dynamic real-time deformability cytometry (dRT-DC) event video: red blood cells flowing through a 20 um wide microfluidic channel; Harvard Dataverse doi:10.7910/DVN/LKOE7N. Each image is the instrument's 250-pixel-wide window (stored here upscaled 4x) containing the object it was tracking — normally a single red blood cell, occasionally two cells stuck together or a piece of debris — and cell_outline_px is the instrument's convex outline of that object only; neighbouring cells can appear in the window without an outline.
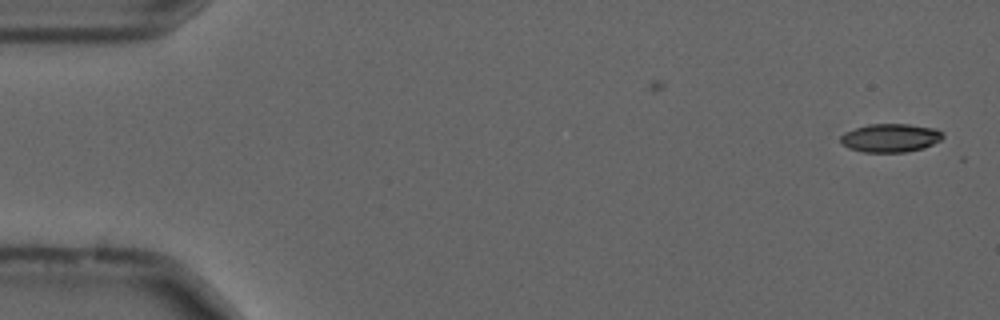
{"species": "common noctule bat (a hibernating species)", "species_latin": "Nyctalus noctula", "temperature_condition": "cold", "stored_images_in_passage": 18, "camera_frame_rate_fps": 3000, "um_per_image_px": 0.085, "animal": {"sex": "male", "forearm_length_mm": 52.5}, "frame": {"image": 1, "passage_image": 2, "time_ms": 0.333, "image_size_px": [1000, 320], "cell_outline_px": [[944, 136], [940, 140], [924, 148], [904, 152], [864, 152], [848, 148], [840, 144], [840, 136], [844, 132], [868, 124], [908, 124], [932, 128], [940, 132]], "centroid_in_image_um": [75.62, 11.73], "position_along_channel_um": 9.4, "area_um2": 16.88}}
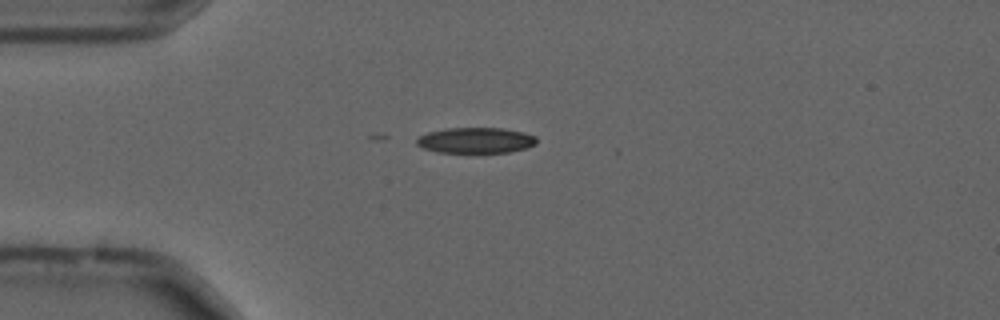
{"frame": {"image": 2, "passage_image": 14, "time_ms": 4.333, "image_size_px": [1000, 320], "cell_outline_px": [[536, 144], [528, 148], [508, 152], [436, 152], [424, 148], [416, 144], [416, 140], [420, 136], [428, 132], [448, 128], [500, 128], [524, 132], [536, 136]], "centroid_in_image_um": [40.46, 11.93], "position_along_channel_um": 44.5, "area_um2": 17.86}}
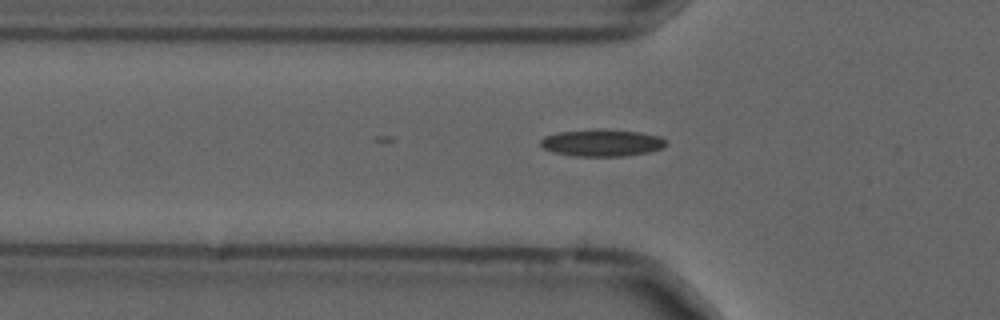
{"frame": {"image": 3, "passage_image": 18, "time_ms": 5.667, "image_size_px": [1000, 320], "cell_outline_px": [[668, 144], [664, 148], [648, 152], [624, 156], [576, 156], [552, 152], [544, 148], [540, 144], [540, 140], [544, 136], [560, 132], [592, 128], [596, 128], [640, 132], [660, 136], [668, 140]], "centroid_in_image_um": [51.2, 12.13], "position_along_channel_um": 74.6, "area_um2": 20.06}}